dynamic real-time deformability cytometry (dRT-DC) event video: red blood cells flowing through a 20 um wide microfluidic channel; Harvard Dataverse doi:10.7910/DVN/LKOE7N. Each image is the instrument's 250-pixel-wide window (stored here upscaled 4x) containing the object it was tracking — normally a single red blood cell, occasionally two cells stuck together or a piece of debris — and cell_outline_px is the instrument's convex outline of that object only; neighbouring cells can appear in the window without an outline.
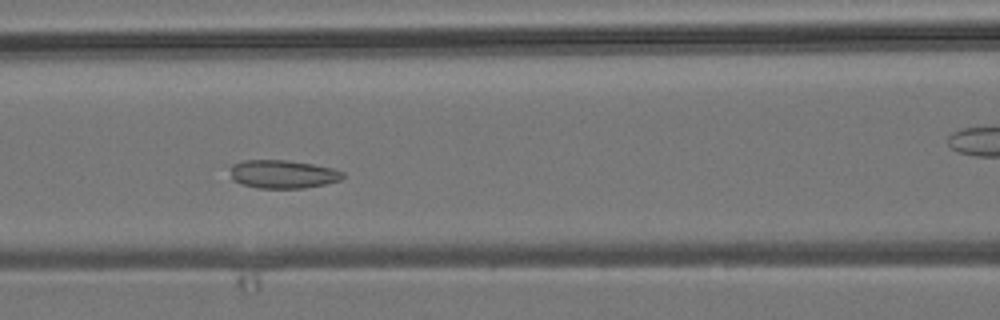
{"species": "common noctule bat (a hibernating species)", "species_latin": "Nyctalus noctula", "temperature_condition": "room temperature", "stored_images_in_passage": 6, "camera_frame_rate_fps": 3000, "um_per_image_px": 0.085, "animal": {"sex": "male", "body_mass_g": 19.2, "forearm_length_mm": 51.8}, "frame": {"image": 1, "passage_image": 4, "time_ms": 4.333, "image_size_px": [1000, 320], "cell_outline_px": [[344, 176], [340, 180], [324, 184], [304, 188], [256, 188], [240, 184], [232, 180], [228, 168], [232, 164], [244, 160], [288, 160], [312, 164], [332, 168], [344, 172]], "centroid_in_image_um": [23.98, 14.8], "position_along_channel_um": 142.6, "area_um2": 18.79}}
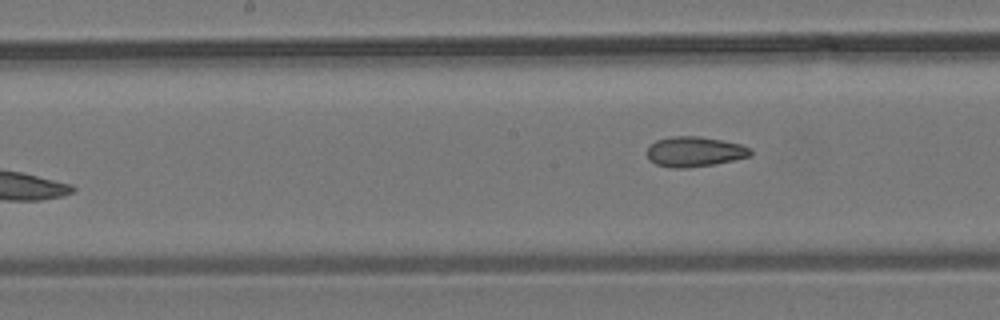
{"frame": {"image": 2, "passage_image": 6, "time_ms": 7.0, "image_size_px": [1000, 320], "cell_outline_px": [[752, 156], [712, 164], [688, 168], [672, 168], [656, 164], [648, 160], [648, 148], [656, 140], [672, 136], [700, 136], [740, 144], [752, 148]], "centroid_in_image_um": [59.04, 12.89], "position_along_channel_um": 189.2, "area_um2": 18.09}}